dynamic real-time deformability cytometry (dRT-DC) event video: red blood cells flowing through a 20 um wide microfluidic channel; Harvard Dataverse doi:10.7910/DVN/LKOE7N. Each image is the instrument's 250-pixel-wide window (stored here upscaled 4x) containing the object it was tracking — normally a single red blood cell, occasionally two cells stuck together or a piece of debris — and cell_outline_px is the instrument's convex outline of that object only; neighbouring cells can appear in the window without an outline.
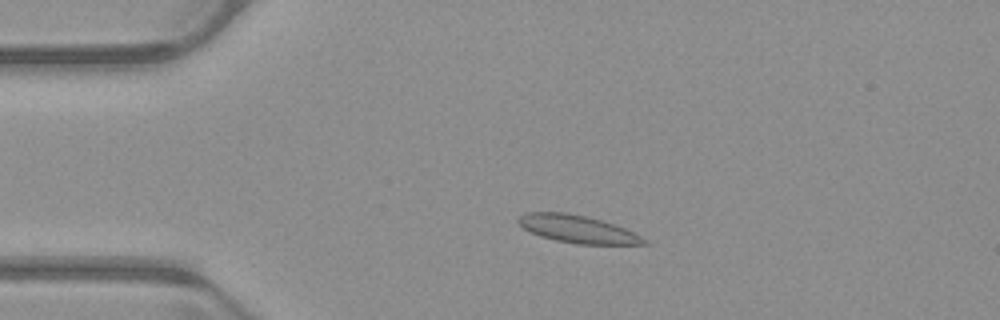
{"species": "common noctule bat (a hibernating species)", "species_latin": "Nyctalus noctula", "temperature_condition": "warm", "stored_images_in_passage": 46, "camera_frame_rate_fps": 3000, "um_per_image_px": 0.085, "animal": {"sex": "male", "body_mass_g": 23.1, "forearm_length_mm": 52.7}, "frame": {"image": 1, "passage_image": 5, "time_ms": 1.333, "image_size_px": [1000, 320], "cell_outline_px": [[652, 244], [576, 244], [556, 240], [540, 236], [524, 228], [516, 220], [520, 216], [528, 212], [564, 212], [584, 216], [600, 220], [624, 228], [648, 240]], "centroid_in_image_um": [49.1, 19.48], "position_along_channel_um": 35.9, "area_um2": 19.88}}
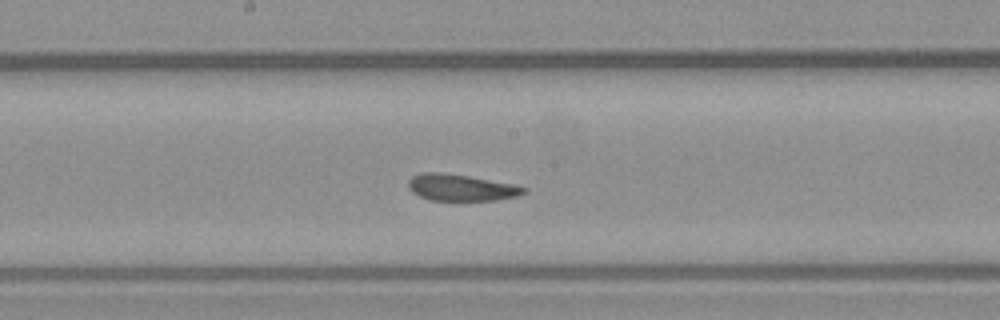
{"frame": {"image": 2, "passage_image": 21, "time_ms": 6.667, "image_size_px": [1000, 320], "cell_outline_px": [[528, 192], [520, 196], [496, 200], [428, 200], [412, 192], [408, 188], [408, 180], [412, 176], [420, 172], [440, 172], [468, 176], [512, 184], [528, 188]], "centroid_in_image_um": [39.19, 15.94], "position_along_channel_um": 209.0, "area_um2": 17.98}}
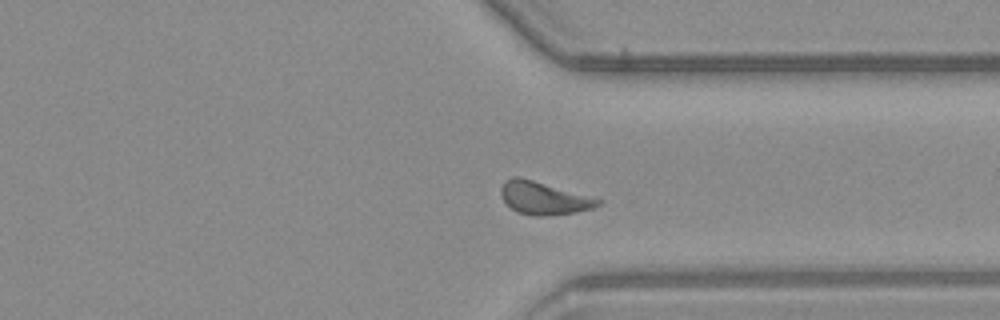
{"frame": {"image": 3, "passage_image": 33, "time_ms": 10.667, "image_size_px": [1000, 320], "cell_outline_px": [[604, 200], [600, 204], [592, 208], [576, 212], [540, 216], [532, 216], [516, 212], [504, 200], [500, 192], [500, 188], [504, 180], [512, 176], [520, 176]], "centroid_in_image_um": [46.19, 16.82], "position_along_channel_um": 365.2, "area_um2": 18.55}, "authors_computed_cell_mechanics": {"area_um2": 18.4382, "velocity_mm_per_s": 3.9118, "shape_relaxation_time_tau1_ms": 4.6913, "shape_relaxation_time_tau2_ms": 1.1735, "deformation_change_tau1": 0.1197, "deformation_change_tau2": 0.0728}}